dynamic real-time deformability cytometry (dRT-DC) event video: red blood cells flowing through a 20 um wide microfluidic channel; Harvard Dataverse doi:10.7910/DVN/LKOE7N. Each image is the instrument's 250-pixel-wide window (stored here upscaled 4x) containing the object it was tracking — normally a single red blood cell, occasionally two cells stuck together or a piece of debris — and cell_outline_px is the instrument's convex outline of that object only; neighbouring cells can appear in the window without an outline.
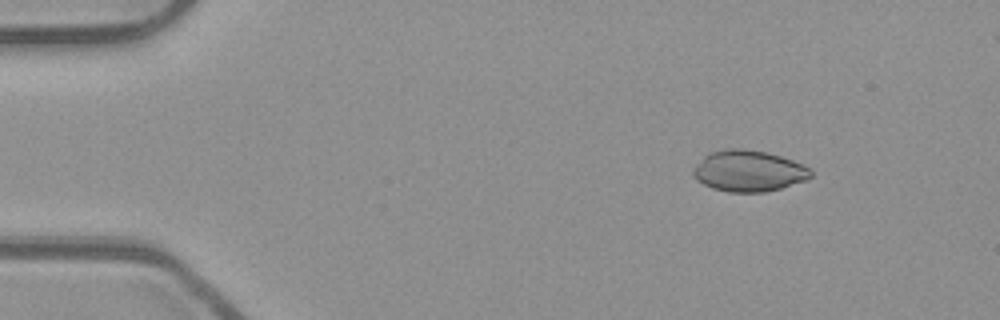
{"species": "common noctule bat (a hibernating species)", "species_latin": "Nyctalus noctula", "temperature_condition": "room temperature", "stored_images_in_passage": 48, "camera_frame_rate_fps": 3000, "um_per_image_px": 0.085, "animal": {"sex": "male", "body_mass_g": 23.1, "forearm_length_mm": 52.7}, "frame": {"image": 1, "passage_image": 2, "time_ms": 0.333, "image_size_px": [1000, 320], "cell_outline_px": [[812, 176], [804, 180], [780, 188], [764, 192], [728, 192], [712, 188], [696, 180], [692, 176], [692, 168], [708, 152], [728, 148], [744, 148], [768, 152], [804, 164], [812, 172]], "centroid_in_image_um": [63.58, 14.52], "position_along_channel_um": 21.4, "area_um2": 28.38}}
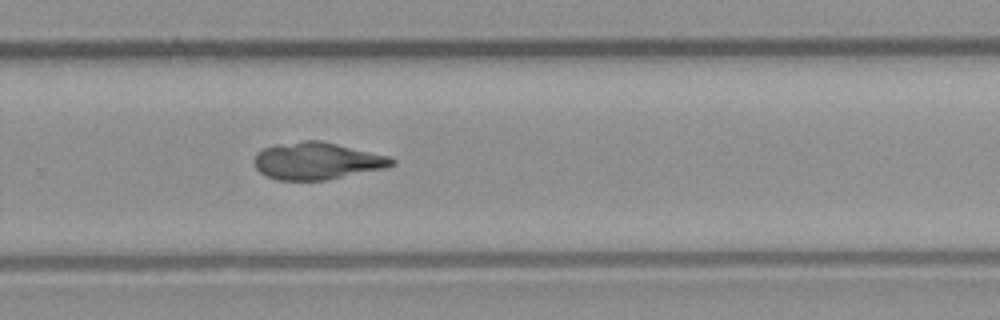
{"frame": {"image": 2, "passage_image": 30, "time_ms": 9.667, "image_size_px": [1000, 320], "cell_outline_px": [[396, 164], [388, 168], [328, 180], [276, 180], [260, 172], [256, 168], [252, 160], [256, 152], [264, 148], [276, 144], [304, 140], [320, 140], [388, 156], [396, 160]], "centroid_in_image_um": [26.94, 13.68], "position_along_channel_um": 302.9, "area_um2": 30.06}}
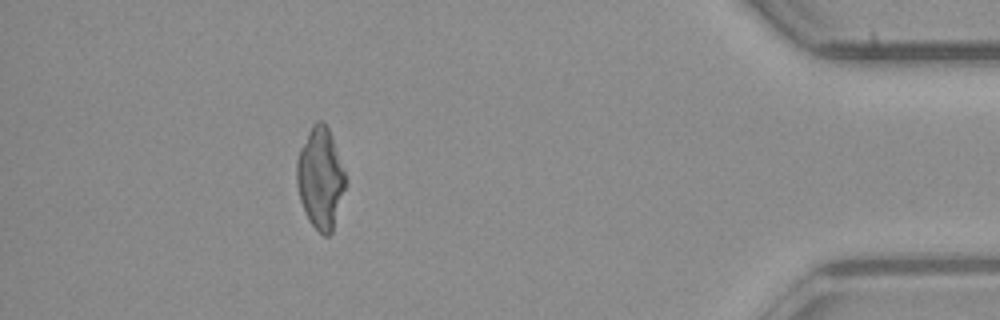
{"frame": {"image": 3, "passage_image": 42, "time_ms": 13.667, "image_size_px": [1000, 320], "cell_outline_px": [[344, 188], [332, 232], [328, 236], [324, 236], [308, 220], [300, 200], [296, 184], [296, 160], [300, 148], [312, 124], [316, 120], [320, 120], [328, 128], [344, 172]], "centroid_in_image_um": [27.18, 15.14], "position_along_channel_um": 408.0, "area_um2": 28.09}, "authors_computed_cell_mechanics": {"area_um2": 29.478, "velocity_mm_per_s": 3.9753, "shape_relaxation_time_tau1_ms": null, "shape_relaxation_time_tau2_ms": 3.07, "deformation_change_tau1": null, "deformation_change_tau2": 0.0759}}